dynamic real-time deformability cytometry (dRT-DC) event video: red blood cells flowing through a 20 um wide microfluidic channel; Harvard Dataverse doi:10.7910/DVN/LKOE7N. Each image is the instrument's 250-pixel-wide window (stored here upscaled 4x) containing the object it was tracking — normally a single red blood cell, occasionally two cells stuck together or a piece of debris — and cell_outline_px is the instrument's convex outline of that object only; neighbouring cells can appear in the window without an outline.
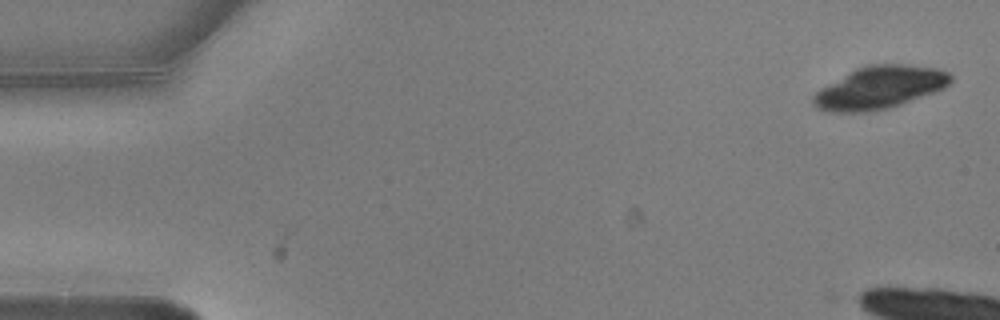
{"species": "common noctule bat (a hibernating species)", "species_latin": "Nyctalus noctula", "temperature_condition": "warm", "stored_images_in_passage": 4, "camera_frame_rate_fps": 3000, "um_per_image_px": 0.085, "animal": {"sex": "male", "body_mass_g": 20.5, "forearm_length_mm": 52.5}, "frame": {"image": 1, "passage_image": 1, "time_ms": 0.0, "image_size_px": [1000, 320], "cell_outline_px": [[952, 80], [944, 88], [900, 104], [888, 108], [864, 112], [832, 112], [816, 108], [812, 104], [812, 96], [820, 88], [856, 68], [868, 64], [908, 64], [936, 68], [948, 72], [952, 76]], "centroid_in_image_um": [74.74, 7.43], "position_along_channel_um": 10.3, "area_um2": 33.93}}